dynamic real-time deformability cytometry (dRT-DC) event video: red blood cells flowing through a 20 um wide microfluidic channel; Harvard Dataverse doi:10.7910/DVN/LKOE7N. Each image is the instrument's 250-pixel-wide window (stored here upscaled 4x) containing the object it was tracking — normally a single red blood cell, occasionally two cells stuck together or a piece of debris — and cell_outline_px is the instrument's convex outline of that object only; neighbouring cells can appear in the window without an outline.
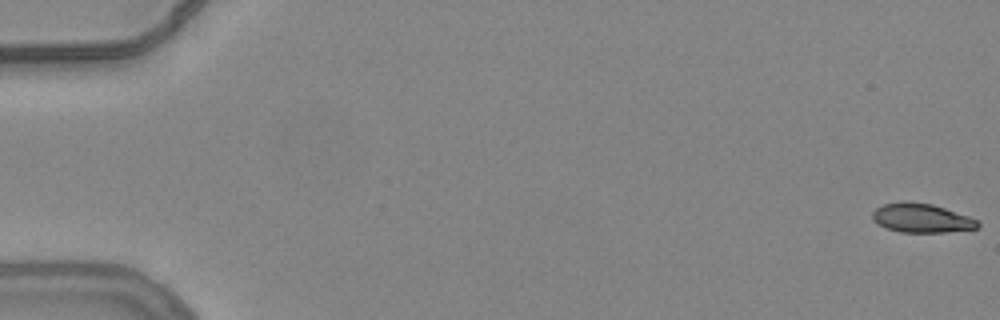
{"species": "common noctule bat (a hibernating species)", "species_latin": "Nyctalus noctula", "temperature_condition": "warm", "stored_images_in_passage": 55, "camera_frame_rate_fps": 3000, "um_per_image_px": 0.085, "animal": {"sex": "female", "body_mass_g": 24.6, "forearm_length_mm": 56.2}, "frame": {"image": 1, "passage_image": 1, "time_ms": 0.0, "image_size_px": [1000, 320], "cell_outline_px": [[980, 224], [976, 228], [944, 232], [900, 232], [884, 228], [876, 224], [872, 216], [872, 212], [876, 208], [884, 204], [932, 204], [968, 216], [976, 220]], "centroid_in_image_um": [78.31, 18.58], "position_along_channel_um": 6.7, "area_um2": 17.11}}
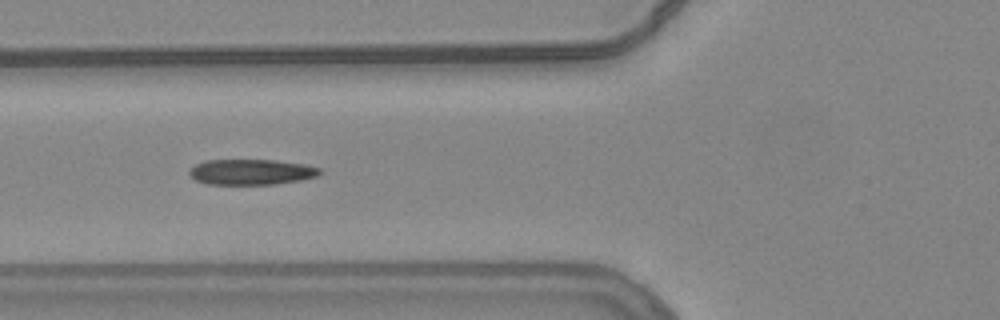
{"frame": {"image": 2, "passage_image": 22, "time_ms": 7.0, "image_size_px": [1000, 320], "cell_outline_px": [[324, 172], [316, 176], [300, 180], [276, 184], [208, 184], [196, 180], [188, 172], [196, 164], [204, 160], [276, 160], [304, 164], [320, 168]], "centroid_in_image_um": [21.39, 14.61], "position_along_channel_um": 104.4, "area_um2": 19.36}}
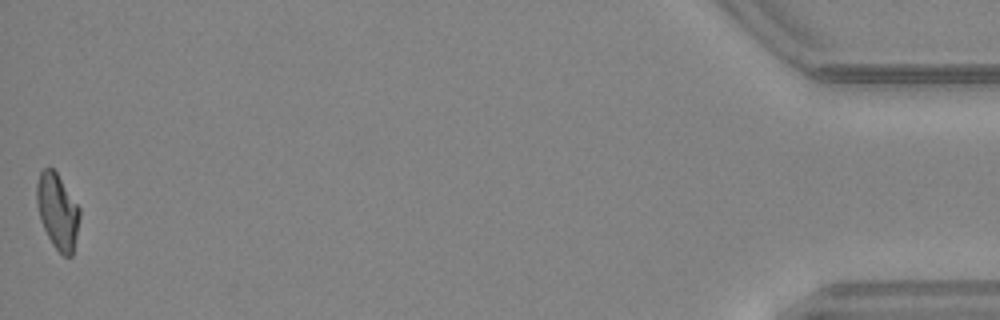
{"frame": {"image": 3, "passage_image": 55, "time_ms": 18.0, "image_size_px": [1000, 320], "cell_outline_px": [[80, 216], [72, 256], [64, 256], [52, 244], [40, 220], [36, 204], [36, 184], [40, 172], [44, 168], [52, 168], [56, 172], [80, 208]], "centroid_in_image_um": [4.87, 17.95], "position_along_channel_um": 430.3, "area_um2": 18.73}, "authors_computed_cell_mechanics": {"area_um2": 19.4786, "velocity_mm_per_s": 3.8335, "shape_relaxation_time_tau1_ms": null, "shape_relaxation_time_tau2_ms": 2.3371, "deformation_change_tau1": null, "deformation_change_tau2": 0.0878}}